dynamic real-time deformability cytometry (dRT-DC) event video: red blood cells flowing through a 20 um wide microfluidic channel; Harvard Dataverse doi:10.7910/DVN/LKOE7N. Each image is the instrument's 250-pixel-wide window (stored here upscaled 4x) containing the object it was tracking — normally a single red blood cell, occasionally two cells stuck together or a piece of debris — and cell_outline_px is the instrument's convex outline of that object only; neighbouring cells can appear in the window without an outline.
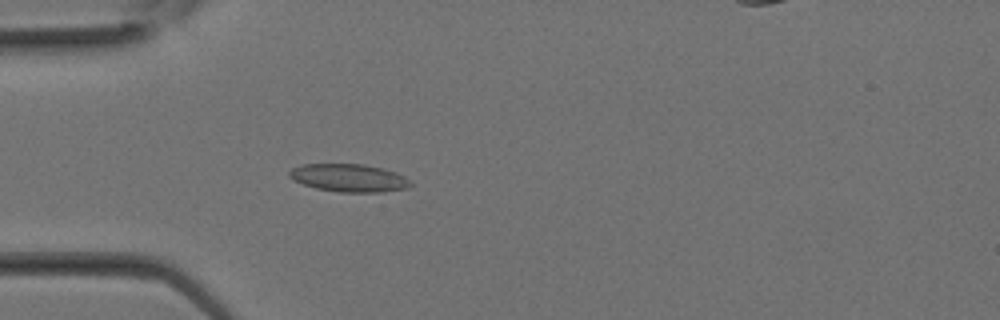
{"species": "Egyptian fruit bat (a non-hibernating species)", "species_latin": "Rousettus aegyptiacus", "temperature_condition": "room temperature", "stored_images_in_passage": 9, "camera_frame_rate_fps": 3000, "um_per_image_px": 0.085, "animal": {"sex": "female"}, "frame": {"image": 1, "passage_image": 3, "time_ms": 0.667, "image_size_px": [1000, 320], "cell_outline_px": [[412, 184], [408, 188], [380, 192], [340, 192], [316, 188], [292, 180], [288, 176], [288, 172], [292, 168], [304, 164], [364, 164], [396, 172], [404, 176]], "centroid_in_image_um": [29.64, 15.12], "position_along_channel_um": 55.4, "area_um2": 19.59}}
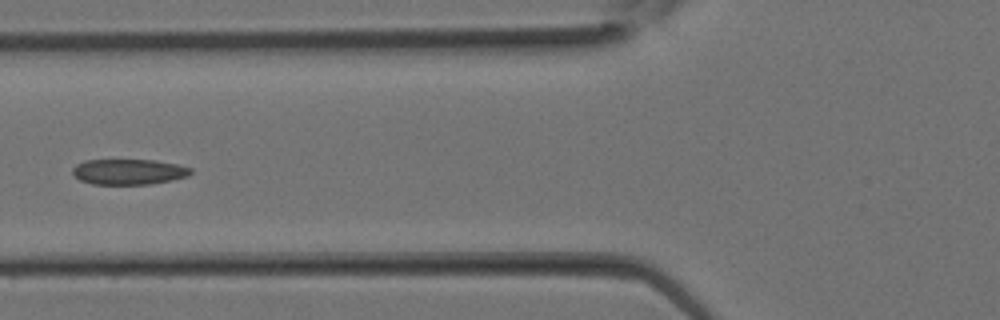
{"frame": {"image": 2, "passage_image": 6, "time_ms": 1.667, "image_size_px": [1000, 320], "cell_outline_px": [[192, 172], [188, 176], [172, 180], [148, 184], [92, 184], [80, 180], [72, 172], [72, 168], [76, 164], [84, 160], [156, 160], [176, 164], [192, 168]], "centroid_in_image_um": [10.94, 14.59], "position_along_channel_um": 114.9, "area_um2": 17.57}}
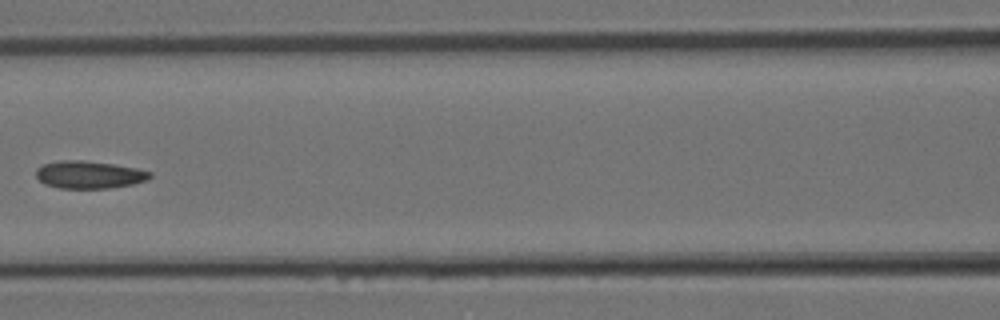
{"frame": {"image": 3, "passage_image": 8, "time_ms": 2.333, "image_size_px": [1000, 320], "cell_outline_px": [[152, 176], [148, 180], [132, 184], [108, 188], [60, 188], [44, 184], [36, 176], [36, 168], [44, 164], [60, 160], [84, 160], [112, 164], [136, 168], [152, 172]], "centroid_in_image_um": [7.58, 14.84], "position_along_channel_um": 159.0, "area_um2": 18.26}}